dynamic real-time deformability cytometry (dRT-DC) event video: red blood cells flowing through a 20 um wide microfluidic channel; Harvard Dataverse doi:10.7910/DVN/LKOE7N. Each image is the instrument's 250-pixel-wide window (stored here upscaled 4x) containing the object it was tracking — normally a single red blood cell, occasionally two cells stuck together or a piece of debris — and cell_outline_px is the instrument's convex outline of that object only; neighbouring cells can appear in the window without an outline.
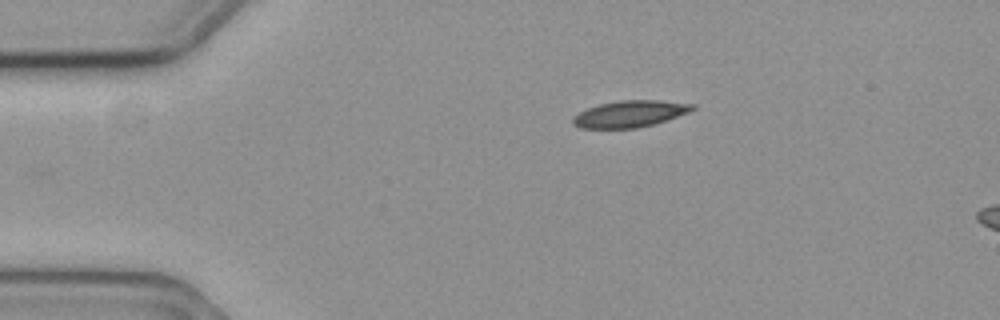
{"species": "common noctule bat (a hibernating species)", "species_latin": "Nyctalus noctula", "temperature_condition": "cold", "stored_images_in_passage": 8, "camera_frame_rate_fps": 3000, "um_per_image_px": 0.085, "animal": {"sex": "female", "body_mass_g": 19.3, "forearm_length_mm": 54.1}, "frame": {"image": 1, "passage_image": 1, "time_ms": 0.0, "image_size_px": [1000, 320], "cell_outline_px": [[696, 108], [688, 112], [652, 124], [636, 128], [580, 128], [572, 124], [572, 116], [588, 108], [600, 104], [620, 100], [660, 100], [696, 104]], "centroid_in_image_um": [53.52, 9.67], "position_along_channel_um": 31.5, "area_um2": 18.38}}